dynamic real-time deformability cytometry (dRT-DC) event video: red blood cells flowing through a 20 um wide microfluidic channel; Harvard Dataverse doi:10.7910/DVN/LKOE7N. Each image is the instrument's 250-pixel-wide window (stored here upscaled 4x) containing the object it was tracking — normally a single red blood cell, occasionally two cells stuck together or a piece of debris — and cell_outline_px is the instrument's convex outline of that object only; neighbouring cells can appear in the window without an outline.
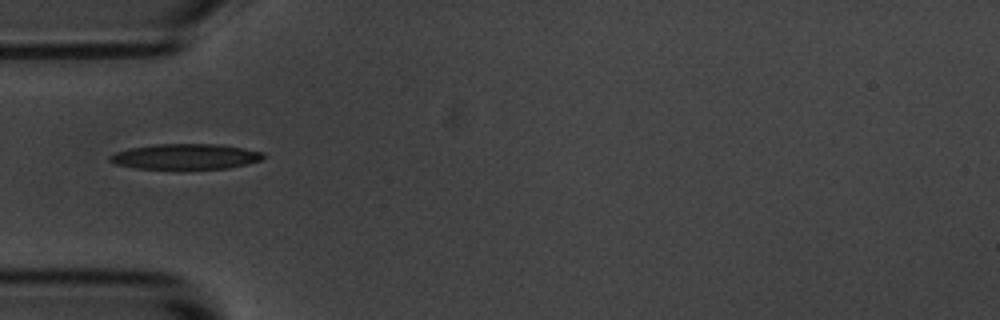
{"species": "common noctule bat (a hibernating species)", "species_latin": "Nyctalus noctula", "temperature_condition": "room temperature", "stored_images_in_passage": 38, "camera_frame_rate_fps": 3000, "um_per_image_px": 0.085, "animal": {"sex": "male", "body_mass_g": 20.1, "forearm_length_mm": 53.5}, "frame": {"image": 1, "passage_image": 1, "time_ms": 0.0, "image_size_px": [1000, 320], "cell_outline_px": [[264, 156], [260, 160], [248, 164], [228, 168], [136, 168], [116, 164], [108, 160], [108, 156], [116, 152], [132, 148], [156, 144], [220, 144], [264, 152]], "centroid_in_image_um": [15.78, 13.3], "position_along_channel_um": 69.2, "area_um2": 22.43}}
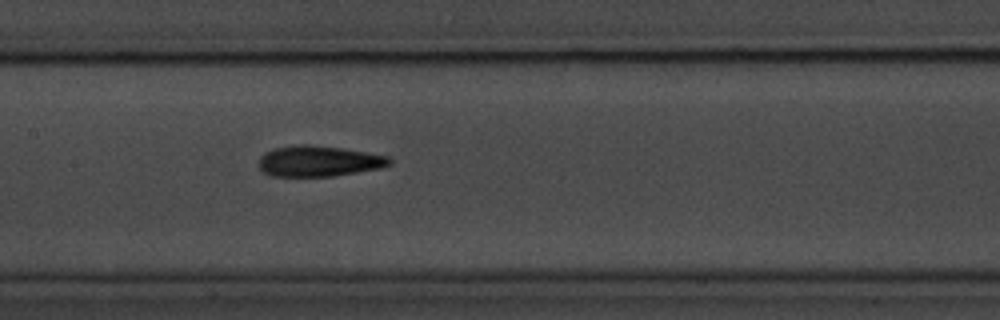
{"frame": {"image": 2, "passage_image": 10, "time_ms": 3.0, "image_size_px": [1000, 320], "cell_outline_px": [[392, 164], [380, 168], [332, 176], [268, 176], [256, 164], [260, 156], [264, 152], [276, 148], [304, 144], [308, 144], [340, 148], [388, 156], [392, 160]], "centroid_in_image_um": [27.05, 13.7], "position_along_channel_um": 180.4, "area_um2": 23.35}}
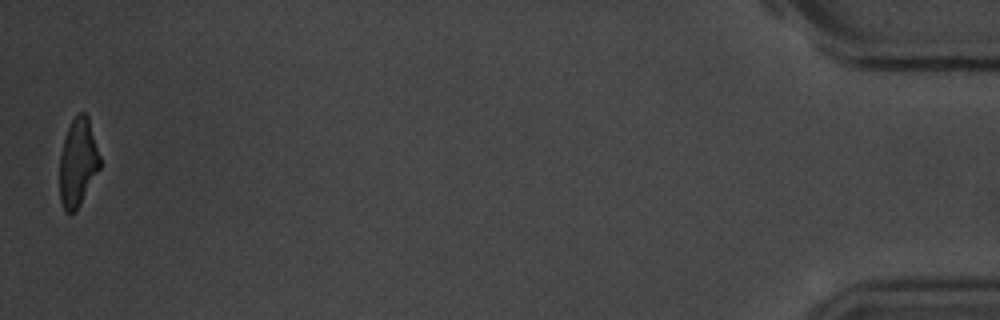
{"frame": {"image": 3, "passage_image": 38, "time_ms": 12.333, "image_size_px": [1000, 320], "cell_outline_px": [[100, 168], [76, 212], [64, 212], [60, 200], [60, 156], [64, 140], [68, 128], [72, 120], [80, 112], [84, 112], [88, 116], [100, 156]], "centroid_in_image_um": [6.62, 13.84], "position_along_channel_um": 428.6, "area_um2": 20.52}, "authors_computed_cell_mechanics": {"area_um2": 22.4264, "velocity_mm_per_s": 3.664, "shape_relaxation_time_tau1_ms": 3.48, "shape_relaxation_time_tau2_ms": 3.2396, "deformation_change_tau1": 0.1346, "deformation_change_tau2": 0.1217}}